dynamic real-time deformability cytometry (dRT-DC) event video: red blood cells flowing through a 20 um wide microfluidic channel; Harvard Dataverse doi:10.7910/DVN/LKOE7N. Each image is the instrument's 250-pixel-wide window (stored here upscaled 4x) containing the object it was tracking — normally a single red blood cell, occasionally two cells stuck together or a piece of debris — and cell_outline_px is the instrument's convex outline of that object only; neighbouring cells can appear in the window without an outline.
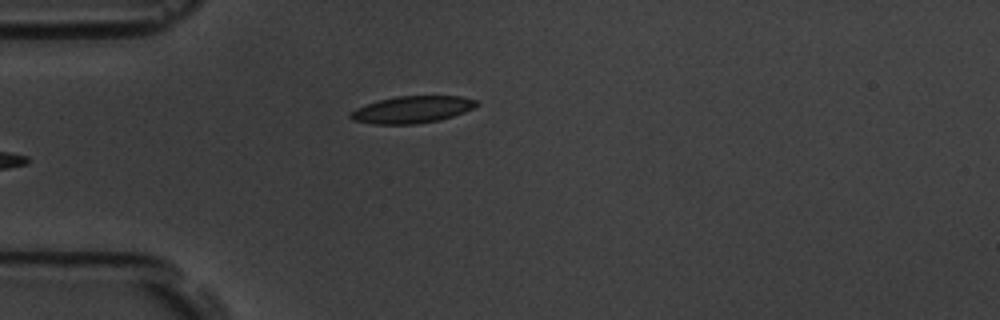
{"species": "common noctule bat (a hibernating species)", "species_latin": "Nyctalus noctula", "temperature_condition": "room temperature", "stored_images_in_passage": 4, "camera_frame_rate_fps": 3000, "um_per_image_px": 0.085, "animal": {"sex": "male", "body_mass_g": 19.5, "forearm_length_mm": 54.6}, "frame": {"image": 1, "passage_image": 4, "time_ms": 4.333, "image_size_px": [1000, 320], "cell_outline_px": [[480, 104], [464, 112], [440, 120], [416, 124], [372, 124], [352, 120], [348, 116], [356, 108], [376, 100], [396, 96], [464, 96], [476, 100]], "centroid_in_image_um": [35.02, 9.31], "position_along_channel_um": 50.0, "area_um2": 19.94}}